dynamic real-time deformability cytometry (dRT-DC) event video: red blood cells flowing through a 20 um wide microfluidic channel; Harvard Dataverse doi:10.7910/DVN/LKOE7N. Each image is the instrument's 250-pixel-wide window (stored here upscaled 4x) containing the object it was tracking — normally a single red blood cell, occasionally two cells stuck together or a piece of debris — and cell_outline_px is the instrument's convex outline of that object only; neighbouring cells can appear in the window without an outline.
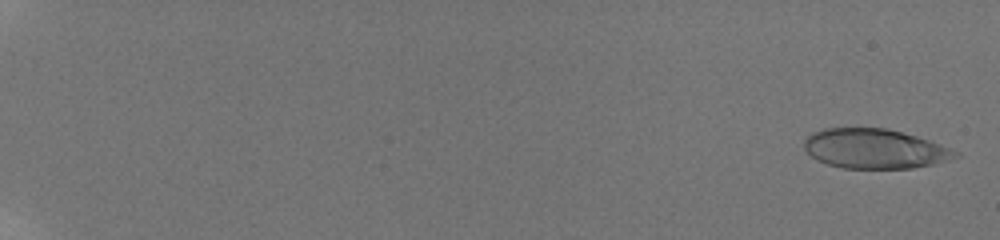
{"species": "human", "species_latin": "Homo sapiens", "temperature_condition": "room temperature", "stored_images_in_passage": 58, "camera_frame_rate_fps": 3000, "um_per_image_px": 0.085, "donor": {"sex": "male"}, "frame": {"image": 1, "passage_image": 2, "time_ms": 0.333, "image_size_px": [1000, 240], "cell_outline_px": [[960, 156], [932, 164], [912, 168], [844, 168], [828, 164], [816, 160], [804, 148], [804, 140], [812, 132], [824, 128], [888, 128], [916, 136], [940, 144], [960, 152]], "centroid_in_image_um": [74.34, 12.64], "position_along_channel_um": 10.7, "area_um2": 34.8}}
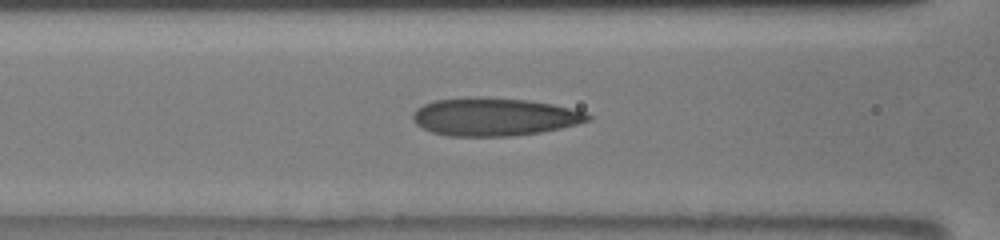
{"frame": {"image": 2, "passage_image": 29, "time_ms": 9.333, "image_size_px": [1000, 240], "cell_outline_px": [[592, 120], [560, 128], [540, 132], [512, 136], [448, 136], [432, 132], [416, 124], [412, 120], [412, 112], [416, 108], [424, 104], [436, 100], [468, 96], [480, 96], [528, 100], [552, 104], [584, 112], [592, 116]], "centroid_in_image_um": [41.97, 9.92], "position_along_channel_um": 124.6, "area_um2": 38.9}}
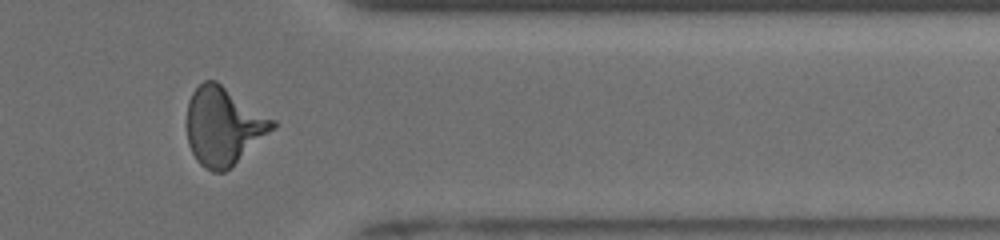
{"frame": {"image": 3, "passage_image": 50, "time_ms": 16.333, "image_size_px": [1000, 240], "cell_outline_px": [[276, 128], [224, 172], [212, 172], [204, 168], [196, 160], [188, 144], [188, 100], [192, 92], [204, 80], [216, 80], [276, 120]], "centroid_in_image_um": [19.01, 10.71], "position_along_channel_um": 392.4, "area_um2": 38.84}, "authors_computed_cell_mechanics": {"area_um2": 36.4429, "velocity_mm_per_s": 3.89, "shape_relaxation_time_tau1_ms": 4.876, "shape_relaxation_time_tau2_ms": 1.094, "deformation_change_tau1": 0.1899, "deformation_change_tau2": 0.0913}}